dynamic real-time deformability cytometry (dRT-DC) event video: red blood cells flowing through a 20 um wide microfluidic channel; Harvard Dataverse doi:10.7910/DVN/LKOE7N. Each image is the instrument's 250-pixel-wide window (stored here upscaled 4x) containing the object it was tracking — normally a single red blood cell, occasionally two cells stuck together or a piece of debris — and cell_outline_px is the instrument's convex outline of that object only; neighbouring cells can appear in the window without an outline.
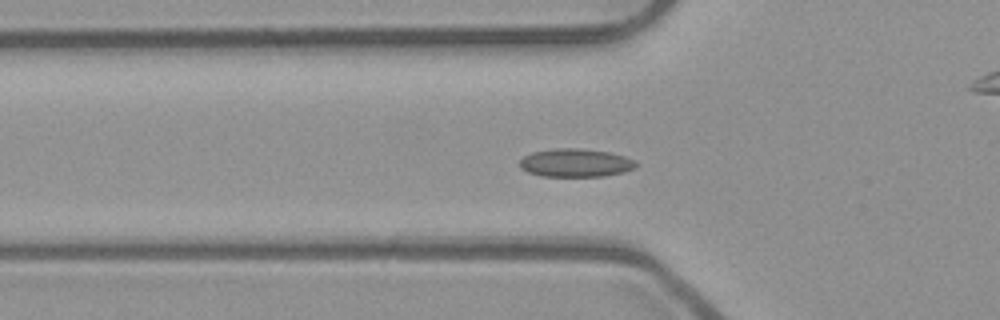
{"species": "common noctule bat (a hibernating species)", "species_latin": "Nyctalus noctula", "temperature_condition": "room temperature", "stored_images_in_passage": 43, "camera_frame_rate_fps": 3000, "um_per_image_px": 0.085, "animal": {"sex": "male", "body_mass_g": 23.1, "forearm_length_mm": 52.7}, "frame": {"image": 1, "passage_image": 7, "time_ms": 2.0, "image_size_px": [1000, 320], "cell_outline_px": [[640, 164], [636, 168], [624, 172], [604, 176], [540, 176], [528, 172], [520, 168], [520, 160], [524, 156], [532, 152], [556, 148], [580, 148], [608, 152], [624, 156], [636, 160]], "centroid_in_image_um": [48.96, 13.84], "position_along_channel_um": 76.8, "area_um2": 19.31}}
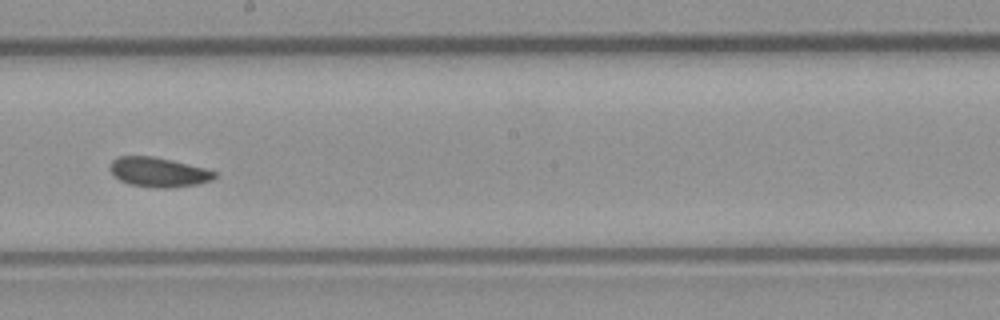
{"frame": {"image": 2, "passage_image": 19, "time_ms": 6.0, "image_size_px": [1000, 320], "cell_outline_px": [[216, 176], [212, 180], [200, 184], [172, 188], [156, 188], [128, 184], [120, 180], [108, 168], [112, 160], [120, 156], [152, 156], [172, 160], [204, 168], [216, 172]], "centroid_in_image_um": [13.48, 14.64], "position_along_channel_um": 234.7, "area_um2": 18.09}}
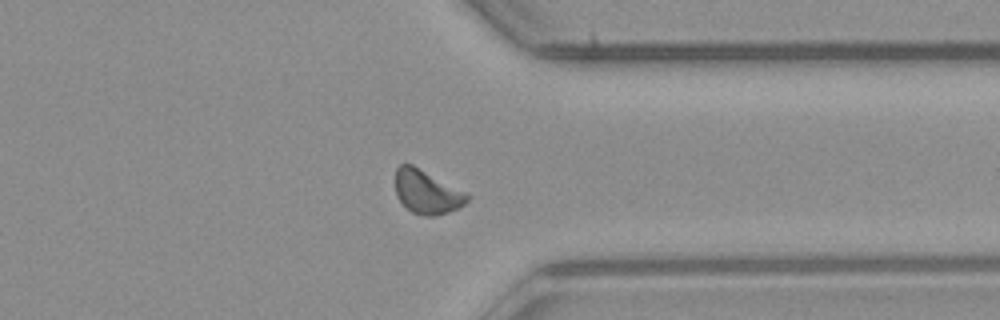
{"frame": {"image": 3, "passage_image": 30, "time_ms": 9.667, "image_size_px": [1000, 320], "cell_outline_px": [[472, 196], [460, 208], [436, 216], [424, 216], [412, 212], [396, 196], [396, 168], [400, 164], [412, 164], [468, 192]], "centroid_in_image_um": [36.33, 16.31], "position_along_channel_um": 375.1, "area_um2": 18.5}}